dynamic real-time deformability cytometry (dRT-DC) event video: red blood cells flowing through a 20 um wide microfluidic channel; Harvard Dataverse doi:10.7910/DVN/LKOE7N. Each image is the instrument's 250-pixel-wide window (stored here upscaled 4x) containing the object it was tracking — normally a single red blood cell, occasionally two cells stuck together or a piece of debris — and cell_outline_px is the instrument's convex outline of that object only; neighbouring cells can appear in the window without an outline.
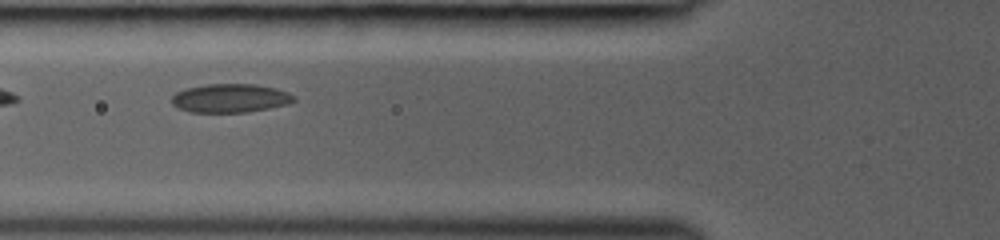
{"species": "common noctule bat (a hibernating species)", "species_latin": "Nyctalus noctula", "temperature_condition": "room temperature", "stored_images_in_passage": 28, "camera_frame_rate_fps": 3000, "um_per_image_px": 0.085, "animal": {"sex": "female", "body_mass_g": 19.0, "forearm_length_mm": 53.3}, "frame": {"image": 1, "passage_image": 4, "time_ms": 1.0, "image_size_px": [1000, 240], "cell_outline_px": [[296, 100], [288, 104], [248, 112], [188, 112], [176, 108], [172, 104], [172, 96], [176, 92], [184, 88], [208, 84], [256, 84], [276, 88], [288, 92], [296, 96]], "centroid_in_image_um": [19.56, 8.34], "position_along_channel_um": 106.2, "area_um2": 20.63}}
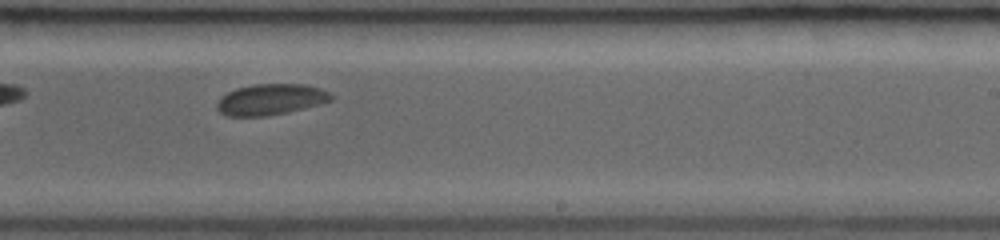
{"frame": {"image": 2, "passage_image": 15, "time_ms": 4.667, "image_size_px": [1000, 240], "cell_outline_px": [[332, 100], [324, 104], [288, 112], [268, 116], [228, 116], [220, 112], [216, 108], [216, 104], [220, 96], [236, 88], [256, 84], [304, 84], [320, 88], [328, 92], [332, 96]], "centroid_in_image_um": [23.01, 8.46], "position_along_channel_um": 266.0, "area_um2": 20.81}}
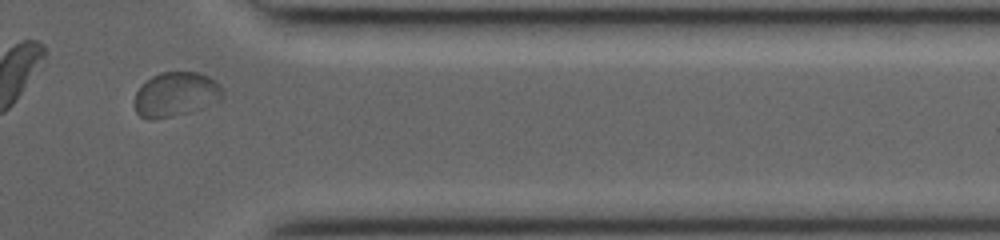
{"frame": {"image": 3, "passage_image": 24, "time_ms": 7.667, "image_size_px": [1000, 240], "cell_outline_px": [[224, 96], [220, 100], [188, 112], [156, 120], [148, 120], [140, 116], [136, 112], [136, 92], [152, 76], [160, 72], [200, 72], [216, 80], [224, 88]], "centroid_in_image_um": [14.98, 8.01], "position_along_channel_um": 396.4, "area_um2": 22.77}}